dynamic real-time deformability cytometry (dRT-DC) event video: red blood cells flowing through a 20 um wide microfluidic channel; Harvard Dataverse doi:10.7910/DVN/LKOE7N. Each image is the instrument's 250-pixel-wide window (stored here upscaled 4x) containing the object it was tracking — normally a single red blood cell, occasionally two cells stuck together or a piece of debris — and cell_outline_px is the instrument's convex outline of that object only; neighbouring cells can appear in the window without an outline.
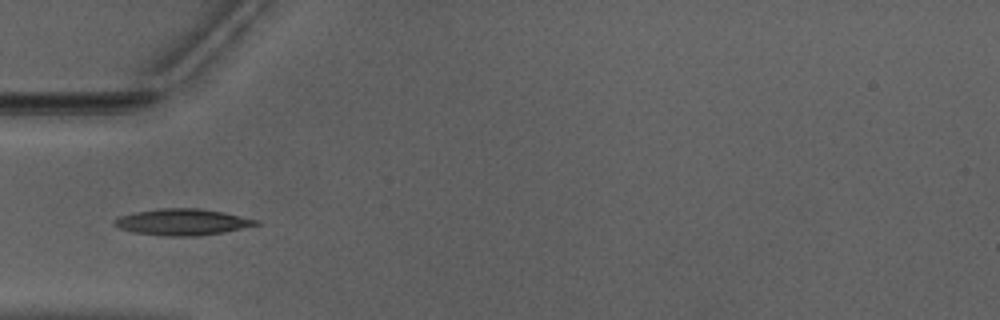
{"species": "Egyptian fruit bat (a non-hibernating species)", "species_latin": "Rousettus aegyptiacus", "temperature_condition": "warm", "stored_images_in_passage": 27, "camera_frame_rate_fps": 3000, "um_per_image_px": 0.085, "animal": {"sex": "male"}, "frame": {"image": 1, "passage_image": 3, "time_ms": 0.667, "image_size_px": [1000, 320], "cell_outline_px": [[260, 224], [224, 232], [200, 236], [164, 236], [132, 232], [120, 228], [112, 224], [112, 220], [120, 216], [136, 212], [160, 208], [200, 208], [224, 212], [260, 220]], "centroid_in_image_um": [15.51, 18.87], "position_along_channel_um": 69.5, "area_um2": 21.91}}
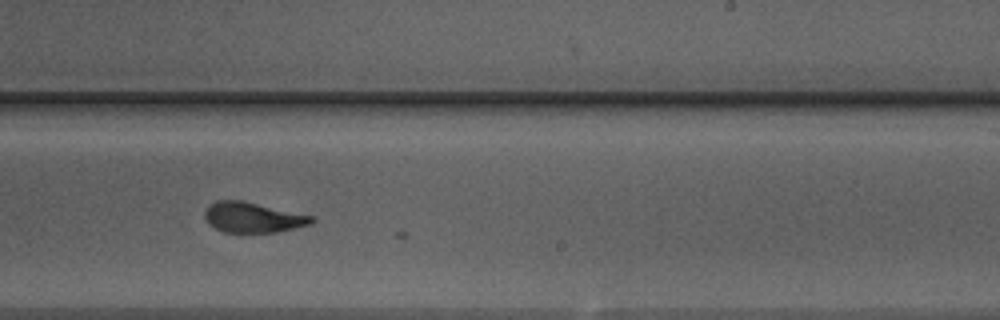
{"frame": {"image": 2, "passage_image": 18, "time_ms": 5.667, "image_size_px": [1000, 320], "cell_outline_px": [[316, 220], [312, 224], [276, 232], [224, 232], [208, 224], [204, 216], [204, 212], [208, 204], [216, 200], [244, 200], [312, 216]], "centroid_in_image_um": [21.46, 18.46], "position_along_channel_um": 267.5, "area_um2": 18.96}}
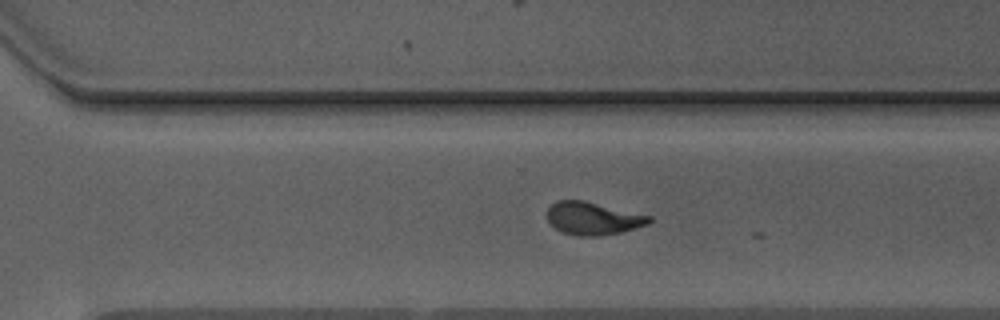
{"frame": {"image": 3, "passage_image": 22, "time_ms": 7.0, "image_size_px": [1000, 320], "cell_outline_px": [[652, 220], [648, 224], [636, 228], [620, 232], [600, 236], [576, 236], [564, 232], [556, 228], [548, 220], [548, 208], [556, 200], [580, 200], [652, 216]], "centroid_in_image_um": [50.41, 18.57], "position_along_channel_um": 320.2, "area_um2": 19.19}}